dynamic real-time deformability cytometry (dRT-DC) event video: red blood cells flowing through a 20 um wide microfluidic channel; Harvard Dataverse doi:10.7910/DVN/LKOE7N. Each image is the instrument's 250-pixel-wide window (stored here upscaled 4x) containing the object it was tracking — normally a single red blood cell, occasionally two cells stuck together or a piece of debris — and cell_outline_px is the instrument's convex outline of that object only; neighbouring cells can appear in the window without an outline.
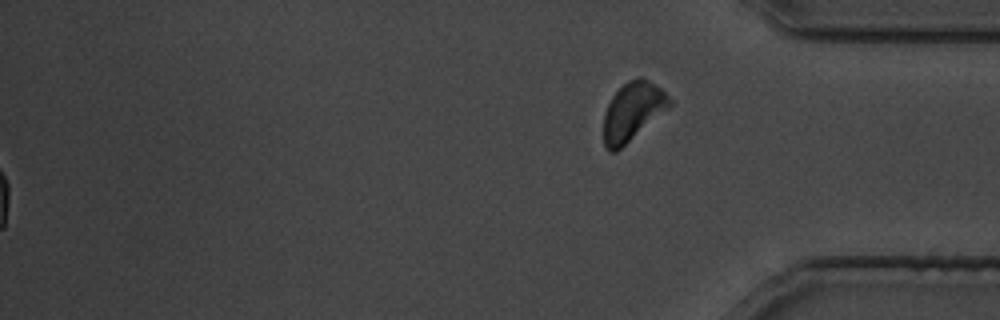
{"species": "common noctule bat (a hibernating species)", "species_latin": "Nyctalus noctula", "temperature_condition": "cold", "stored_images_in_passage": 36, "segment_of_instrument_passage": [2, 2], "camera_frame_rate_fps": 3000, "um_per_image_px": 0.085, "animal": {"sex": "male", "body_mass_g": 19.5, "forearm_length_mm": 54.6}, "frame": {"image": 1, "passage_image": 36, "time_ms": 43.667, "image_size_px": [1000, 320], "cell_outline_px": [[672, 104], [668, 108], [616, 152], [608, 152], [604, 148], [604, 112], [612, 96], [628, 80], [640, 76], [644, 76], [660, 88], [672, 100]], "centroid_in_image_um": [53.76, 9.47], "position_along_channel_um": 381.4, "area_um2": 22.25}}